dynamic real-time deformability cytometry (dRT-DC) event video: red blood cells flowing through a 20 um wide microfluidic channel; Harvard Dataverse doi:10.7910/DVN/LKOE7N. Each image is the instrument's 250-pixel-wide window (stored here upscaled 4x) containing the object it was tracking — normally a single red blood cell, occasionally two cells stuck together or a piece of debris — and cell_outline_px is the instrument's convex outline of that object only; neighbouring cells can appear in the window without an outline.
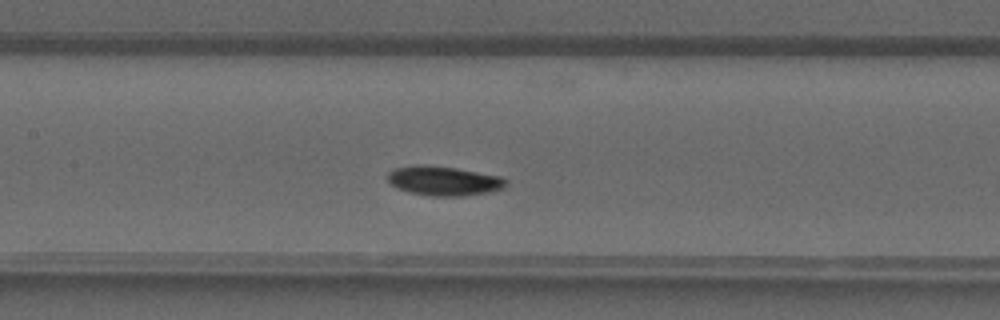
{"species": "common noctule bat (a hibernating species)", "species_latin": "Nyctalus noctula", "temperature_condition": "warm", "stored_images_in_passage": 31, "camera_frame_rate_fps": 3000, "um_per_image_px": 0.085, "animal": {"sex": "male", "forearm_length_mm": 52.5}, "frame": {"image": 1, "passage_image": 14, "time_ms": 4.333, "image_size_px": [1000, 320], "cell_outline_px": [[508, 184], [504, 188], [492, 192], [464, 196], [432, 196], [408, 192], [396, 188], [388, 180], [388, 172], [396, 168], [412, 164], [424, 164], [456, 168], [504, 176], [508, 180]], "centroid_in_image_um": [37.78, 15.37], "position_along_channel_um": 169.6, "area_um2": 20.75}}
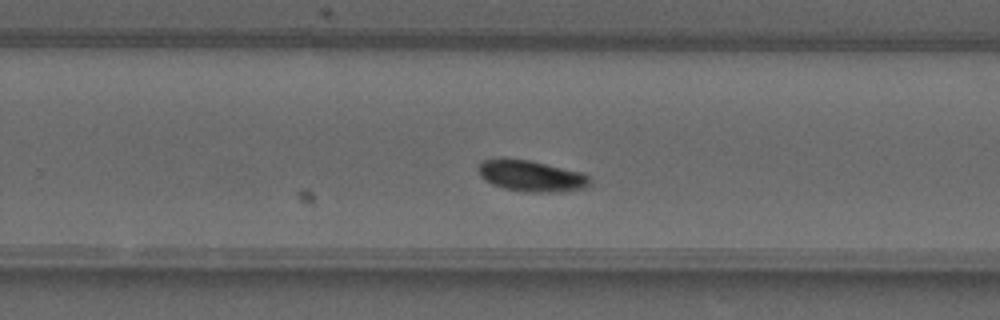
{"frame": {"image": 2, "passage_image": 21, "time_ms": 6.667, "image_size_px": [1000, 320], "cell_outline_px": [[592, 184], [584, 188], [560, 192], [524, 192], [504, 188], [492, 184], [484, 180], [480, 176], [476, 168], [476, 164], [480, 160], [500, 156], [528, 160], [580, 172], [588, 176], [592, 180]], "centroid_in_image_um": [45.06, 14.93], "position_along_channel_um": 284.7, "area_um2": 20.81}}
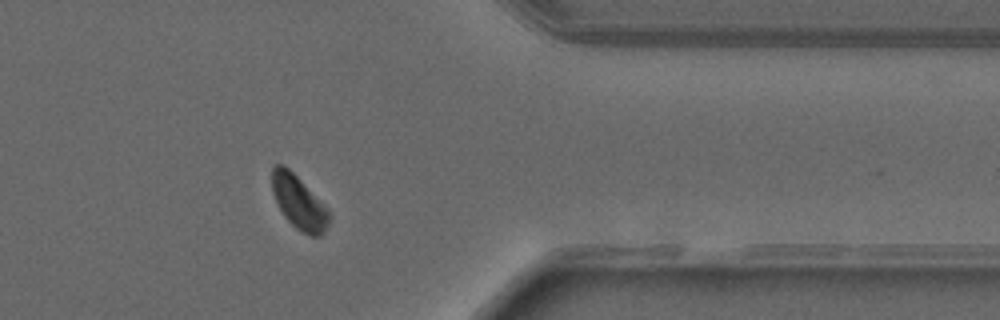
{"frame": {"image": 3, "passage_image": 28, "time_ms": 9.0, "image_size_px": [1000, 320], "cell_outline_px": [[332, 216], [324, 232], [320, 236], [312, 236], [296, 228], [284, 216], [272, 192], [272, 168], [276, 164], [284, 164], [328, 208]], "centroid_in_image_um": [25.42, 17.2], "position_along_channel_um": 386.0, "area_um2": 17.57}}